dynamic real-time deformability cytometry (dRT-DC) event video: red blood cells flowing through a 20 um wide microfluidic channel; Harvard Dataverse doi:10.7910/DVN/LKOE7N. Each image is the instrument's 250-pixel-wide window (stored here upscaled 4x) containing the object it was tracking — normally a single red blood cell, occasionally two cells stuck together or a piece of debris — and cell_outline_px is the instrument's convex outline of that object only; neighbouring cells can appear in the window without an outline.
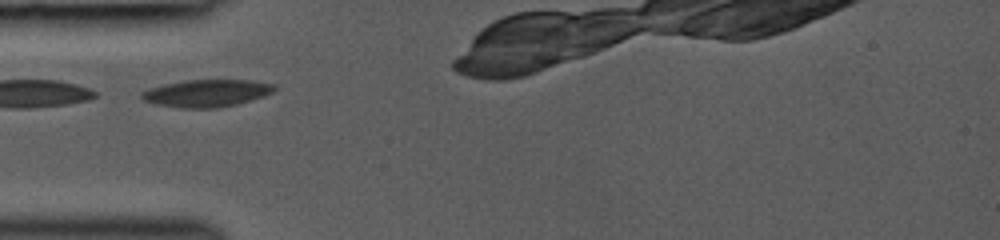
{"species": "common noctule bat (a hibernating species)", "species_latin": "Nyctalus noctula", "temperature_condition": "room temperature", "stored_images_in_passage": 6, "camera_frame_rate_fps": 3000, "um_per_image_px": 0.085, "animal": {"sex": "female", "body_mass_g": 19.0, "forearm_length_mm": 53.3}, "frame": {"image": 1, "passage_image": 1, "time_ms": 0.0, "image_size_px": [1000, 240], "cell_outline_px": [[276, 88], [272, 92], [264, 96], [252, 100], [236, 104], [216, 108], [180, 108], [156, 104], [144, 100], [140, 96], [140, 92], [148, 88], [164, 84], [184, 80], [252, 80], [276, 84]], "centroid_in_image_um": [17.56, 7.91], "position_along_channel_um": 67.4, "area_um2": 21.27}}